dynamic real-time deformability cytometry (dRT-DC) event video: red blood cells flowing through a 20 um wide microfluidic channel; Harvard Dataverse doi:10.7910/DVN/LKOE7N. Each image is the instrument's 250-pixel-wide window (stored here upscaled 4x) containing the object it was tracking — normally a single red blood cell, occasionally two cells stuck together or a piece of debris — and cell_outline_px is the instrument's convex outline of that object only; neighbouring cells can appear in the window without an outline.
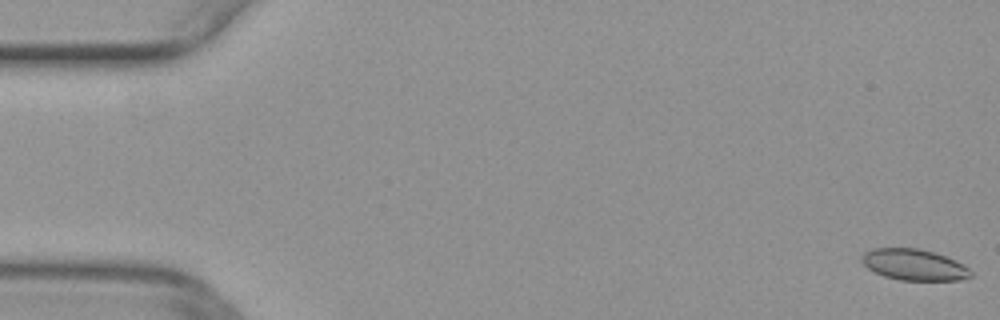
{"species": "common noctule bat (a hibernating species)", "species_latin": "Nyctalus noctula", "temperature_condition": "warm", "stored_images_in_passage": 49, "camera_frame_rate_fps": 3000, "um_per_image_px": 0.085, "animal": {"sex": "female", "body_mass_g": 29.2, "forearm_length_mm": 56.3}, "frame": {"image": 1, "passage_image": 1, "time_ms": 0.0, "image_size_px": [1000, 320], "cell_outline_px": [[972, 276], [960, 280], [900, 280], [884, 276], [868, 268], [860, 260], [860, 256], [864, 252], [872, 248], [920, 248], [936, 252], [956, 260], [964, 264], [972, 272]], "centroid_in_image_um": [77.7, 22.49], "position_along_channel_um": 7.3, "area_um2": 20.0}}
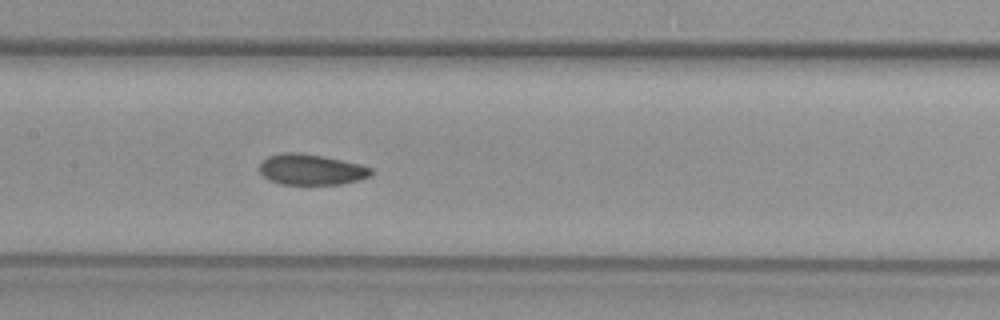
{"frame": {"image": 2, "passage_image": 25, "time_ms": 8.0, "image_size_px": [1000, 320], "cell_outline_px": [[372, 172], [368, 176], [360, 180], [340, 184], [280, 184], [268, 180], [260, 172], [260, 164], [268, 156], [280, 152], [300, 152], [324, 156], [360, 164], [372, 168]], "centroid_in_image_um": [26.43, 14.4], "position_along_channel_um": 181.0, "area_um2": 20.06}}
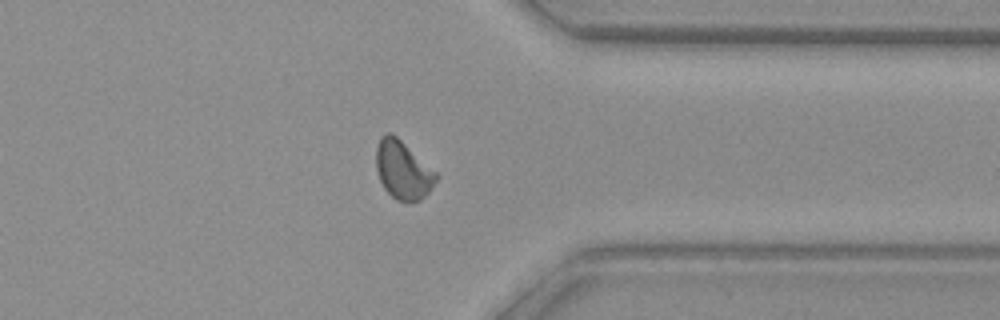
{"frame": {"image": 3, "passage_image": 40, "time_ms": 13.0, "image_size_px": [1000, 320], "cell_outline_px": [[440, 176], [428, 192], [420, 200], [396, 200], [384, 188], [380, 180], [376, 168], [376, 148], [380, 136], [388, 132], [396, 136], [440, 172]], "centroid_in_image_um": [34.29, 14.42], "position_along_channel_um": 377.1, "area_um2": 20.58}}